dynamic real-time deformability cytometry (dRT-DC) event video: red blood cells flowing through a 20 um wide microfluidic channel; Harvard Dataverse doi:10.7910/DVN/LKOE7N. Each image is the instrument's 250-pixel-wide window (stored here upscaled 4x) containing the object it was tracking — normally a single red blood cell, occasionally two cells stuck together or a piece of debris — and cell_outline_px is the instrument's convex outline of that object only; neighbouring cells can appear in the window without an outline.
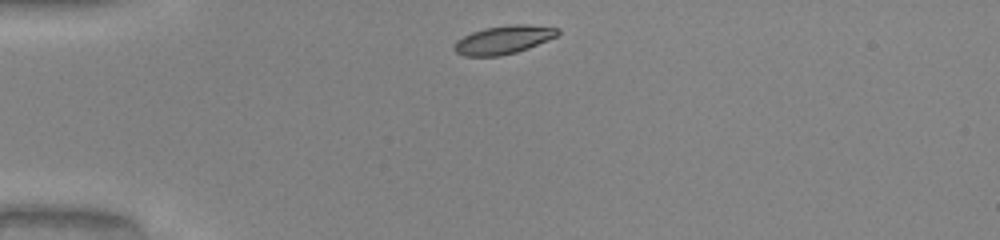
{"species": "common noctule bat (a hibernating species)", "species_latin": "Nyctalus noctula", "temperature_condition": "warm", "stored_images_in_passage": 31, "camera_frame_rate_fps": 3000, "um_per_image_px": 0.085, "animal": {"sex": "male", "body_mass_g": 20.0, "forearm_length_mm": 53.3}, "frame": {"image": 1, "passage_image": 1, "time_ms": 0.0, "image_size_px": [1000, 240], "cell_outline_px": [[560, 32], [556, 36], [548, 40], [528, 48], [516, 52], [500, 56], [464, 56], [456, 52], [452, 48], [456, 40], [472, 32], [484, 28], [512, 24], [528, 24], [560, 28]], "centroid_in_image_um": [42.79, 3.38], "position_along_channel_um": 42.2, "area_um2": 17.17}}
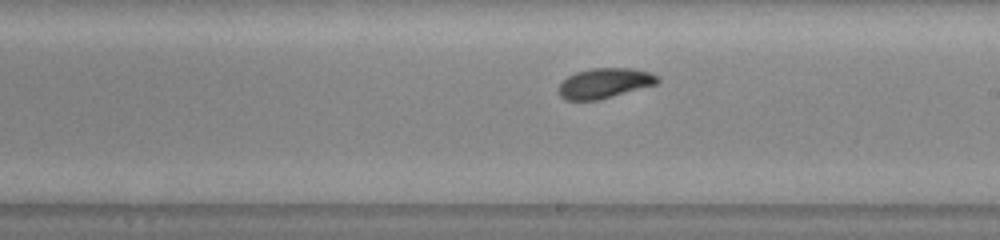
{"frame": {"image": 2, "passage_image": 18, "time_ms": 5.667, "image_size_px": [1000, 240], "cell_outline_px": [[660, 80], [656, 84], [612, 96], [596, 100], [564, 100], [560, 96], [560, 84], [568, 76], [576, 72], [592, 68], [632, 68], [648, 72], [656, 76]], "centroid_in_image_um": [51.37, 7.06], "position_along_channel_um": 237.6, "area_um2": 16.99}}
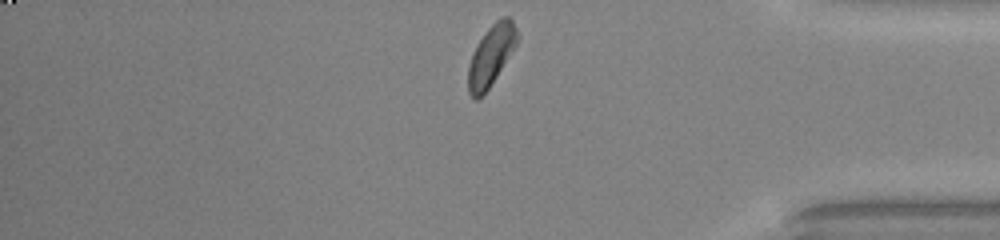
{"frame": {"image": 3, "passage_image": 31, "time_ms": 10.0, "image_size_px": [1000, 240], "cell_outline_px": [[520, 36], [516, 44], [496, 76], [488, 88], [476, 100], [472, 100], [468, 92], [468, 64], [480, 40], [488, 28], [500, 16], [508, 16], [512, 20]], "centroid_in_image_um": [41.74, 4.7], "position_along_channel_um": 393.5, "area_um2": 16.94}, "authors_computed_cell_mechanics": {"area_um2": 17.5712, "velocity_mm_per_s": 4.0605, "shape_relaxation_time_tau1_ms": 1.8538, "shape_relaxation_time_tau2_ms": 3.6494, "deformation_change_tau1": 0.0833, "deformation_change_tau2": 0.0765}}